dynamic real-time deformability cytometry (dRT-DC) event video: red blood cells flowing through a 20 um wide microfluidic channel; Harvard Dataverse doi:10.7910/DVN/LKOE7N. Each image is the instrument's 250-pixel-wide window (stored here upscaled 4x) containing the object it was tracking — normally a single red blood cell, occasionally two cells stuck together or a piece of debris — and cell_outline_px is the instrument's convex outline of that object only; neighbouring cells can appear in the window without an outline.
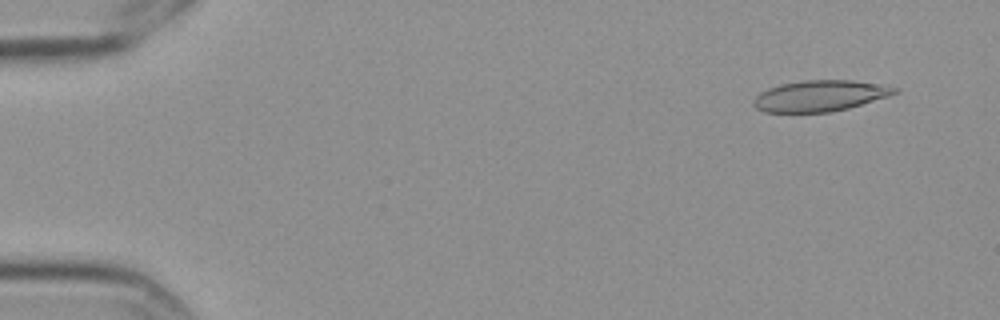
{"species": "Egyptian fruit bat (a non-hibernating species)", "species_latin": "Rousettus aegyptiacus", "temperature_condition": "cold", "stored_images_in_passage": 9, "camera_frame_rate_fps": 3000, "um_per_image_px": 0.085, "frame": {"image": 1, "passage_image": 1, "time_ms": 0.0, "image_size_px": [1000, 320], "cell_outline_px": [[900, 92], [888, 96], [848, 108], [832, 112], [764, 112], [756, 108], [752, 104], [752, 100], [760, 92], [768, 88], [780, 84], [800, 80], [852, 80], [880, 84], [900, 88]], "centroid_in_image_um": [69.69, 8.14], "position_along_channel_um": 15.3, "area_um2": 25.66}}
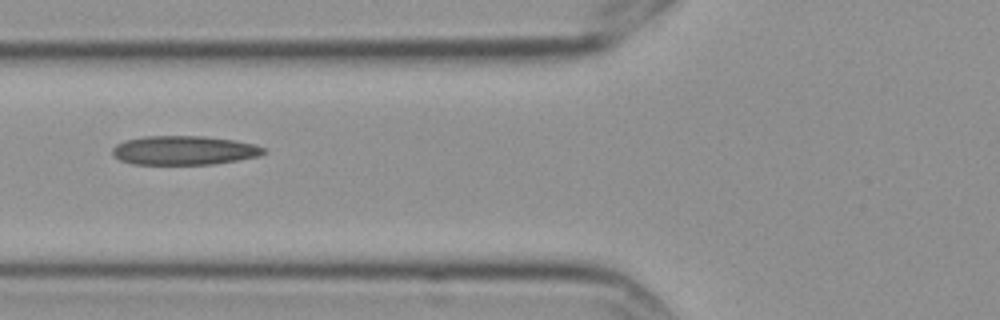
{"frame": {"image": 2, "passage_image": 6, "time_ms": 1.667, "image_size_px": [1000, 320], "cell_outline_px": [[268, 152], [256, 156], [236, 160], [212, 164], [132, 164], [120, 160], [112, 156], [112, 148], [116, 144], [124, 140], [144, 136], [204, 136], [236, 140], [256, 144], [264, 148]], "centroid_in_image_um": [15.62, 12.77], "position_along_channel_um": 110.2, "area_um2": 25.72}}
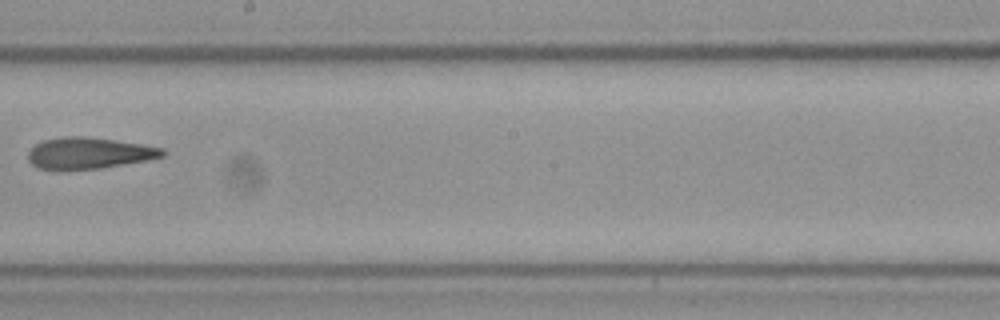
{"frame": {"image": 3, "passage_image": 9, "time_ms": 2.667, "image_size_px": [1000, 320], "cell_outline_px": [[168, 152], [164, 156], [148, 160], [100, 168], [64, 172], [36, 168], [28, 160], [28, 152], [36, 144], [44, 140], [64, 136], [84, 136], [116, 140], [164, 148]], "centroid_in_image_um": [7.54, 13.04], "position_along_channel_um": 240.7, "area_um2": 25.14}}